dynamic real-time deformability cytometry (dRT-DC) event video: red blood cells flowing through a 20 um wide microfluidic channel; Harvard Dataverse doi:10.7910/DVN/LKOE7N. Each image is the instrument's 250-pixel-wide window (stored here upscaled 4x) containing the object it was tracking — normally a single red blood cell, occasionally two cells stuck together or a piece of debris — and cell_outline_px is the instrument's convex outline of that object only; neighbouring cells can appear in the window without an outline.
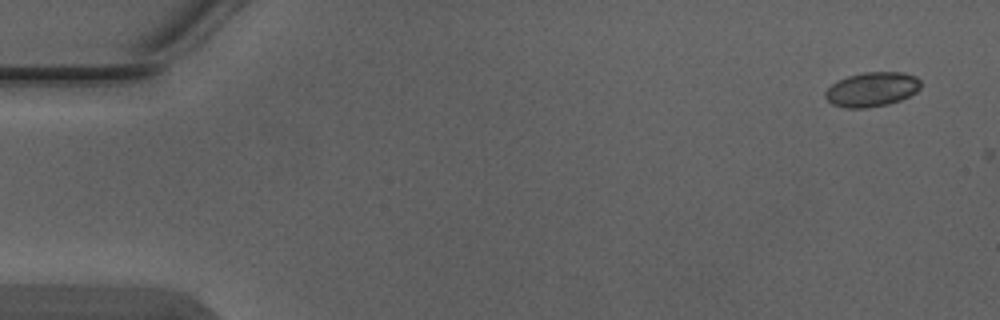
{"species": "Egyptian fruit bat (a non-hibernating species)", "species_latin": "Rousettus aegyptiacus", "temperature_condition": "warm", "stored_images_in_passage": 2, "camera_frame_rate_fps": 3000, "um_per_image_px": 0.085, "animal": {"sex": "male"}, "frame": {"image": 1, "passage_image": 1, "time_ms": 0.0, "image_size_px": [1000, 320], "cell_outline_px": [[920, 88], [916, 92], [900, 100], [888, 104], [868, 108], [844, 108], [832, 104], [824, 96], [824, 92], [832, 84], [848, 76], [864, 72], [904, 72], [916, 76], [920, 80]], "centroid_in_image_um": [74.11, 7.6], "position_along_channel_um": 10.9, "area_um2": 19.19}}